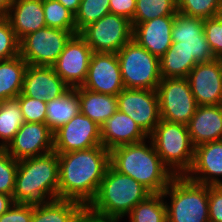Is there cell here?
<instances>
[{"mask_svg": "<svg viewBox=\"0 0 222 222\" xmlns=\"http://www.w3.org/2000/svg\"><path fill=\"white\" fill-rule=\"evenodd\" d=\"M57 154L58 198L75 200L87 207L95 198L110 165V151L103 145H98L85 150Z\"/></svg>", "mask_w": 222, "mask_h": 222, "instance_id": "1", "label": "cell"}, {"mask_svg": "<svg viewBox=\"0 0 222 222\" xmlns=\"http://www.w3.org/2000/svg\"><path fill=\"white\" fill-rule=\"evenodd\" d=\"M110 165L116 171L135 179L152 194L162 193L175 177L162 162L149 138L111 149Z\"/></svg>", "mask_w": 222, "mask_h": 222, "instance_id": "2", "label": "cell"}, {"mask_svg": "<svg viewBox=\"0 0 222 222\" xmlns=\"http://www.w3.org/2000/svg\"><path fill=\"white\" fill-rule=\"evenodd\" d=\"M59 159L55 151L18 161L14 203L39 204L58 199Z\"/></svg>", "mask_w": 222, "mask_h": 222, "instance_id": "3", "label": "cell"}, {"mask_svg": "<svg viewBox=\"0 0 222 222\" xmlns=\"http://www.w3.org/2000/svg\"><path fill=\"white\" fill-rule=\"evenodd\" d=\"M150 195L152 193L142 184L109 165L95 198L86 208L97 216L122 222L138 203Z\"/></svg>", "mask_w": 222, "mask_h": 222, "instance_id": "4", "label": "cell"}, {"mask_svg": "<svg viewBox=\"0 0 222 222\" xmlns=\"http://www.w3.org/2000/svg\"><path fill=\"white\" fill-rule=\"evenodd\" d=\"M162 194L167 222H209L208 185L175 176Z\"/></svg>", "mask_w": 222, "mask_h": 222, "instance_id": "5", "label": "cell"}, {"mask_svg": "<svg viewBox=\"0 0 222 222\" xmlns=\"http://www.w3.org/2000/svg\"><path fill=\"white\" fill-rule=\"evenodd\" d=\"M148 138L175 176L186 175L192 168L195 147L186 125L161 119Z\"/></svg>", "mask_w": 222, "mask_h": 222, "instance_id": "6", "label": "cell"}, {"mask_svg": "<svg viewBox=\"0 0 222 222\" xmlns=\"http://www.w3.org/2000/svg\"><path fill=\"white\" fill-rule=\"evenodd\" d=\"M124 88L156 90L161 81L159 58L133 39L118 52Z\"/></svg>", "mask_w": 222, "mask_h": 222, "instance_id": "7", "label": "cell"}, {"mask_svg": "<svg viewBox=\"0 0 222 222\" xmlns=\"http://www.w3.org/2000/svg\"><path fill=\"white\" fill-rule=\"evenodd\" d=\"M172 45L163 56L194 57L198 63L215 59L204 33V20L177 12L172 27Z\"/></svg>", "mask_w": 222, "mask_h": 222, "instance_id": "8", "label": "cell"}, {"mask_svg": "<svg viewBox=\"0 0 222 222\" xmlns=\"http://www.w3.org/2000/svg\"><path fill=\"white\" fill-rule=\"evenodd\" d=\"M75 34L77 32L44 27L19 41V55L28 65L52 67Z\"/></svg>", "mask_w": 222, "mask_h": 222, "instance_id": "9", "label": "cell"}, {"mask_svg": "<svg viewBox=\"0 0 222 222\" xmlns=\"http://www.w3.org/2000/svg\"><path fill=\"white\" fill-rule=\"evenodd\" d=\"M156 91L161 119L187 126L198 106L187 78H161Z\"/></svg>", "mask_w": 222, "mask_h": 222, "instance_id": "10", "label": "cell"}, {"mask_svg": "<svg viewBox=\"0 0 222 222\" xmlns=\"http://www.w3.org/2000/svg\"><path fill=\"white\" fill-rule=\"evenodd\" d=\"M79 34L93 52L117 53L132 40L133 27L130 20L108 13L86 26Z\"/></svg>", "mask_w": 222, "mask_h": 222, "instance_id": "11", "label": "cell"}, {"mask_svg": "<svg viewBox=\"0 0 222 222\" xmlns=\"http://www.w3.org/2000/svg\"><path fill=\"white\" fill-rule=\"evenodd\" d=\"M117 106L118 110L133 119L147 136L161 120L156 90L124 88L117 95Z\"/></svg>", "mask_w": 222, "mask_h": 222, "instance_id": "12", "label": "cell"}, {"mask_svg": "<svg viewBox=\"0 0 222 222\" xmlns=\"http://www.w3.org/2000/svg\"><path fill=\"white\" fill-rule=\"evenodd\" d=\"M100 126L81 112L53 132L56 153L85 150L102 145Z\"/></svg>", "mask_w": 222, "mask_h": 222, "instance_id": "13", "label": "cell"}, {"mask_svg": "<svg viewBox=\"0 0 222 222\" xmlns=\"http://www.w3.org/2000/svg\"><path fill=\"white\" fill-rule=\"evenodd\" d=\"M92 54L93 50L78 33L69 39L52 67L70 88H76L86 80Z\"/></svg>", "mask_w": 222, "mask_h": 222, "instance_id": "14", "label": "cell"}, {"mask_svg": "<svg viewBox=\"0 0 222 222\" xmlns=\"http://www.w3.org/2000/svg\"><path fill=\"white\" fill-rule=\"evenodd\" d=\"M81 87L117 96L124 89L117 53L93 52L86 80Z\"/></svg>", "mask_w": 222, "mask_h": 222, "instance_id": "15", "label": "cell"}, {"mask_svg": "<svg viewBox=\"0 0 222 222\" xmlns=\"http://www.w3.org/2000/svg\"><path fill=\"white\" fill-rule=\"evenodd\" d=\"M198 106L222 104V60L197 63L186 77Z\"/></svg>", "mask_w": 222, "mask_h": 222, "instance_id": "16", "label": "cell"}, {"mask_svg": "<svg viewBox=\"0 0 222 222\" xmlns=\"http://www.w3.org/2000/svg\"><path fill=\"white\" fill-rule=\"evenodd\" d=\"M5 150L16 160L54 151L53 132L46 123L24 122Z\"/></svg>", "mask_w": 222, "mask_h": 222, "instance_id": "17", "label": "cell"}, {"mask_svg": "<svg viewBox=\"0 0 222 222\" xmlns=\"http://www.w3.org/2000/svg\"><path fill=\"white\" fill-rule=\"evenodd\" d=\"M185 176L198 184L222 185V140L196 146L192 168Z\"/></svg>", "mask_w": 222, "mask_h": 222, "instance_id": "18", "label": "cell"}, {"mask_svg": "<svg viewBox=\"0 0 222 222\" xmlns=\"http://www.w3.org/2000/svg\"><path fill=\"white\" fill-rule=\"evenodd\" d=\"M69 89L53 67L28 65L21 93L47 101L64 95Z\"/></svg>", "mask_w": 222, "mask_h": 222, "instance_id": "19", "label": "cell"}, {"mask_svg": "<svg viewBox=\"0 0 222 222\" xmlns=\"http://www.w3.org/2000/svg\"><path fill=\"white\" fill-rule=\"evenodd\" d=\"M174 19L175 15H168L132 26V39L160 59L172 45Z\"/></svg>", "mask_w": 222, "mask_h": 222, "instance_id": "20", "label": "cell"}, {"mask_svg": "<svg viewBox=\"0 0 222 222\" xmlns=\"http://www.w3.org/2000/svg\"><path fill=\"white\" fill-rule=\"evenodd\" d=\"M100 128L102 145L109 151L117 146L139 143L148 138L137 123L120 110Z\"/></svg>", "mask_w": 222, "mask_h": 222, "instance_id": "21", "label": "cell"}, {"mask_svg": "<svg viewBox=\"0 0 222 222\" xmlns=\"http://www.w3.org/2000/svg\"><path fill=\"white\" fill-rule=\"evenodd\" d=\"M187 127L194 147L222 140V104L197 106Z\"/></svg>", "mask_w": 222, "mask_h": 222, "instance_id": "22", "label": "cell"}, {"mask_svg": "<svg viewBox=\"0 0 222 222\" xmlns=\"http://www.w3.org/2000/svg\"><path fill=\"white\" fill-rule=\"evenodd\" d=\"M6 17L19 41L46 27L43 0H14Z\"/></svg>", "mask_w": 222, "mask_h": 222, "instance_id": "23", "label": "cell"}, {"mask_svg": "<svg viewBox=\"0 0 222 222\" xmlns=\"http://www.w3.org/2000/svg\"><path fill=\"white\" fill-rule=\"evenodd\" d=\"M85 209L84 204L71 199L32 204L31 222H75Z\"/></svg>", "mask_w": 222, "mask_h": 222, "instance_id": "24", "label": "cell"}, {"mask_svg": "<svg viewBox=\"0 0 222 222\" xmlns=\"http://www.w3.org/2000/svg\"><path fill=\"white\" fill-rule=\"evenodd\" d=\"M78 98L80 112L100 127L118 110L117 96L89 91L79 86Z\"/></svg>", "mask_w": 222, "mask_h": 222, "instance_id": "25", "label": "cell"}, {"mask_svg": "<svg viewBox=\"0 0 222 222\" xmlns=\"http://www.w3.org/2000/svg\"><path fill=\"white\" fill-rule=\"evenodd\" d=\"M45 123L52 132L68 123L80 112L78 87L70 88L64 95L47 100Z\"/></svg>", "mask_w": 222, "mask_h": 222, "instance_id": "26", "label": "cell"}, {"mask_svg": "<svg viewBox=\"0 0 222 222\" xmlns=\"http://www.w3.org/2000/svg\"><path fill=\"white\" fill-rule=\"evenodd\" d=\"M27 67L20 55L0 60V103L14 99L22 92Z\"/></svg>", "mask_w": 222, "mask_h": 222, "instance_id": "27", "label": "cell"}, {"mask_svg": "<svg viewBox=\"0 0 222 222\" xmlns=\"http://www.w3.org/2000/svg\"><path fill=\"white\" fill-rule=\"evenodd\" d=\"M25 122L16 98L0 103V148L5 149Z\"/></svg>", "mask_w": 222, "mask_h": 222, "instance_id": "28", "label": "cell"}, {"mask_svg": "<svg viewBox=\"0 0 222 222\" xmlns=\"http://www.w3.org/2000/svg\"><path fill=\"white\" fill-rule=\"evenodd\" d=\"M129 222H167V208L163 194H152L138 203L126 216Z\"/></svg>", "mask_w": 222, "mask_h": 222, "instance_id": "29", "label": "cell"}, {"mask_svg": "<svg viewBox=\"0 0 222 222\" xmlns=\"http://www.w3.org/2000/svg\"><path fill=\"white\" fill-rule=\"evenodd\" d=\"M177 0H136L132 26L168 15H176Z\"/></svg>", "mask_w": 222, "mask_h": 222, "instance_id": "30", "label": "cell"}, {"mask_svg": "<svg viewBox=\"0 0 222 222\" xmlns=\"http://www.w3.org/2000/svg\"><path fill=\"white\" fill-rule=\"evenodd\" d=\"M43 11L46 27L77 32L75 15L59 1L43 0Z\"/></svg>", "mask_w": 222, "mask_h": 222, "instance_id": "31", "label": "cell"}, {"mask_svg": "<svg viewBox=\"0 0 222 222\" xmlns=\"http://www.w3.org/2000/svg\"><path fill=\"white\" fill-rule=\"evenodd\" d=\"M108 13H110L109 0H81L79 9L75 14L77 34Z\"/></svg>", "mask_w": 222, "mask_h": 222, "instance_id": "32", "label": "cell"}, {"mask_svg": "<svg viewBox=\"0 0 222 222\" xmlns=\"http://www.w3.org/2000/svg\"><path fill=\"white\" fill-rule=\"evenodd\" d=\"M197 63L194 57L162 56L159 59L161 78H186Z\"/></svg>", "mask_w": 222, "mask_h": 222, "instance_id": "33", "label": "cell"}, {"mask_svg": "<svg viewBox=\"0 0 222 222\" xmlns=\"http://www.w3.org/2000/svg\"><path fill=\"white\" fill-rule=\"evenodd\" d=\"M220 0H177V11L191 17H216Z\"/></svg>", "mask_w": 222, "mask_h": 222, "instance_id": "34", "label": "cell"}, {"mask_svg": "<svg viewBox=\"0 0 222 222\" xmlns=\"http://www.w3.org/2000/svg\"><path fill=\"white\" fill-rule=\"evenodd\" d=\"M18 160L0 148V193L12 196L15 189Z\"/></svg>", "mask_w": 222, "mask_h": 222, "instance_id": "35", "label": "cell"}, {"mask_svg": "<svg viewBox=\"0 0 222 222\" xmlns=\"http://www.w3.org/2000/svg\"><path fill=\"white\" fill-rule=\"evenodd\" d=\"M19 55V40L6 16H0V60Z\"/></svg>", "mask_w": 222, "mask_h": 222, "instance_id": "36", "label": "cell"}, {"mask_svg": "<svg viewBox=\"0 0 222 222\" xmlns=\"http://www.w3.org/2000/svg\"><path fill=\"white\" fill-rule=\"evenodd\" d=\"M25 122L45 123L47 103L42 99L24 96L20 93L16 97Z\"/></svg>", "mask_w": 222, "mask_h": 222, "instance_id": "37", "label": "cell"}, {"mask_svg": "<svg viewBox=\"0 0 222 222\" xmlns=\"http://www.w3.org/2000/svg\"><path fill=\"white\" fill-rule=\"evenodd\" d=\"M204 33L215 58H222V20L217 17L204 19Z\"/></svg>", "mask_w": 222, "mask_h": 222, "instance_id": "38", "label": "cell"}, {"mask_svg": "<svg viewBox=\"0 0 222 222\" xmlns=\"http://www.w3.org/2000/svg\"><path fill=\"white\" fill-rule=\"evenodd\" d=\"M32 204L14 203L6 212L0 215V222H31Z\"/></svg>", "mask_w": 222, "mask_h": 222, "instance_id": "39", "label": "cell"}, {"mask_svg": "<svg viewBox=\"0 0 222 222\" xmlns=\"http://www.w3.org/2000/svg\"><path fill=\"white\" fill-rule=\"evenodd\" d=\"M209 222H222V185L208 186Z\"/></svg>", "mask_w": 222, "mask_h": 222, "instance_id": "40", "label": "cell"}, {"mask_svg": "<svg viewBox=\"0 0 222 222\" xmlns=\"http://www.w3.org/2000/svg\"><path fill=\"white\" fill-rule=\"evenodd\" d=\"M110 13L131 21L136 10V0H109Z\"/></svg>", "mask_w": 222, "mask_h": 222, "instance_id": "41", "label": "cell"}, {"mask_svg": "<svg viewBox=\"0 0 222 222\" xmlns=\"http://www.w3.org/2000/svg\"><path fill=\"white\" fill-rule=\"evenodd\" d=\"M75 222H114L91 213L87 208L79 215Z\"/></svg>", "mask_w": 222, "mask_h": 222, "instance_id": "42", "label": "cell"}, {"mask_svg": "<svg viewBox=\"0 0 222 222\" xmlns=\"http://www.w3.org/2000/svg\"><path fill=\"white\" fill-rule=\"evenodd\" d=\"M13 204L12 196L0 193V215L6 212Z\"/></svg>", "mask_w": 222, "mask_h": 222, "instance_id": "43", "label": "cell"}, {"mask_svg": "<svg viewBox=\"0 0 222 222\" xmlns=\"http://www.w3.org/2000/svg\"><path fill=\"white\" fill-rule=\"evenodd\" d=\"M59 1L65 8L71 11L74 15L77 13L81 0H54Z\"/></svg>", "mask_w": 222, "mask_h": 222, "instance_id": "44", "label": "cell"}, {"mask_svg": "<svg viewBox=\"0 0 222 222\" xmlns=\"http://www.w3.org/2000/svg\"><path fill=\"white\" fill-rule=\"evenodd\" d=\"M14 0H0V16H7Z\"/></svg>", "mask_w": 222, "mask_h": 222, "instance_id": "45", "label": "cell"}, {"mask_svg": "<svg viewBox=\"0 0 222 222\" xmlns=\"http://www.w3.org/2000/svg\"><path fill=\"white\" fill-rule=\"evenodd\" d=\"M216 17L222 20V0L219 2Z\"/></svg>", "mask_w": 222, "mask_h": 222, "instance_id": "46", "label": "cell"}]
</instances>
